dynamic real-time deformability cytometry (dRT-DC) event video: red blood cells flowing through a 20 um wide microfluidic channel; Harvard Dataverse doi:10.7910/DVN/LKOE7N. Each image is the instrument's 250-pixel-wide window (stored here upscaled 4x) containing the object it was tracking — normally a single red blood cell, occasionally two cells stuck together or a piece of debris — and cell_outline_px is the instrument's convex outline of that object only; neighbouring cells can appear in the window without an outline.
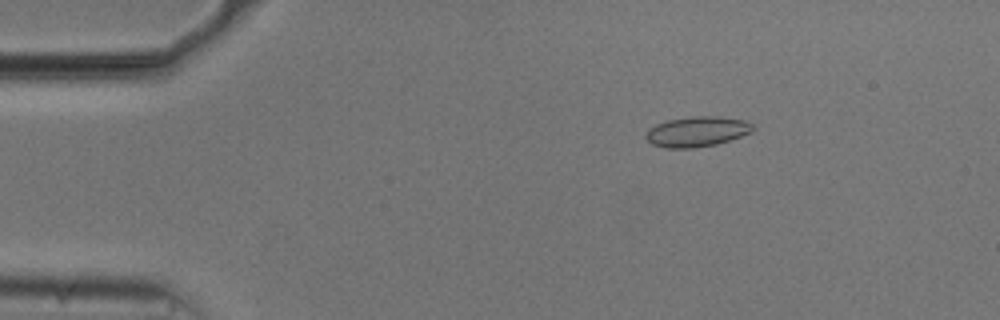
{"species": "common noctule bat (a hibernating species)", "species_latin": "Nyctalus noctula", "temperature_condition": "cold", "stored_images_in_passage": 51, "camera_frame_rate_fps": 3000, "um_per_image_px": 0.085, "animal": {"sex": "male", "body_mass_g": 20.5, "forearm_length_mm": 52.5}, "frame": {"image": 1, "passage_image": 6, "time_ms": 1.667, "image_size_px": [1000, 320], "cell_outline_px": [[756, 128], [752, 132], [716, 144], [692, 148], [664, 148], [652, 144], [644, 136], [648, 128], [656, 124], [668, 120], [692, 116], [716, 116], [744, 120], [752, 124]], "centroid_in_image_um": [59.22, 11.18], "position_along_channel_um": 25.8, "area_um2": 18.84}}
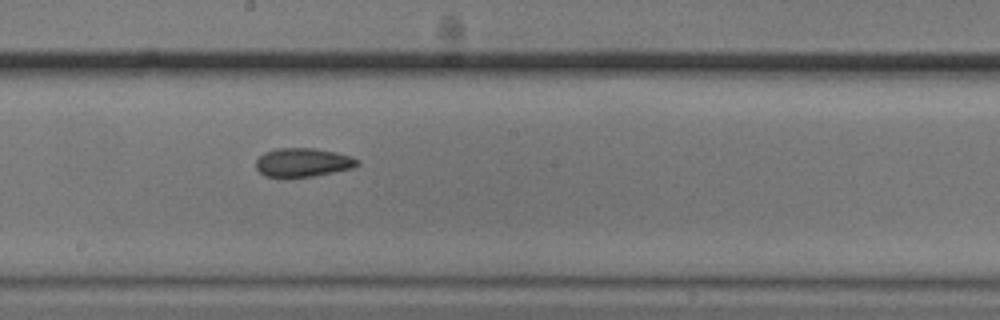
{"frame": {"image": 2, "passage_image": 27, "time_ms": 8.667, "image_size_px": [1000, 320], "cell_outline_px": [[360, 164], [352, 168], [312, 176], [284, 180], [280, 180], [264, 176], [256, 168], [256, 160], [264, 152], [276, 148], [312, 148], [336, 152], [352, 156], [360, 160]], "centroid_in_image_um": [25.7, 13.84], "position_along_channel_um": 222.5, "area_um2": 17.57}}
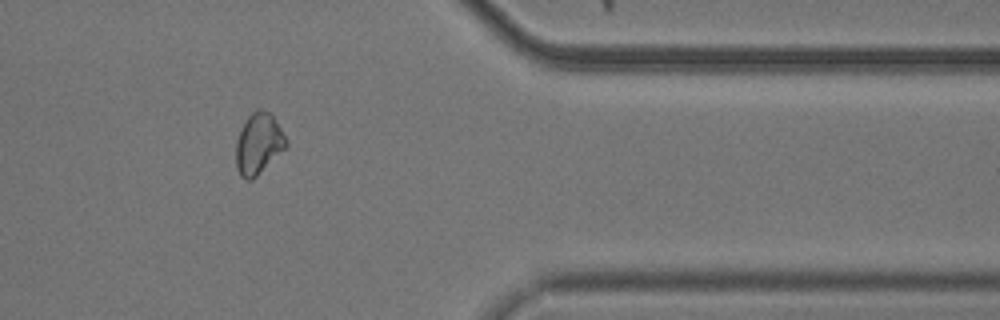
{"frame": {"image": 3, "passage_image": 42, "time_ms": 13.667, "image_size_px": [1000, 320], "cell_outline_px": [[288, 148], [252, 180], [244, 180], [240, 176], [236, 168], [236, 140], [240, 128], [248, 116], [256, 108], [260, 108], [272, 112], [288, 144]], "centroid_in_image_um": [21.98, 12.21], "position_along_channel_um": 389.4, "area_um2": 18.32}, "authors_computed_cell_mechanics": {"area_um2": 17.918, "velocity_mm_per_s": 3.7184, "shape_relaxation_time_tau1_ms": null, "shape_relaxation_time_tau2_ms": 3.0875, "deformation_change_tau1": null, "deformation_change_tau2": 0.077}}